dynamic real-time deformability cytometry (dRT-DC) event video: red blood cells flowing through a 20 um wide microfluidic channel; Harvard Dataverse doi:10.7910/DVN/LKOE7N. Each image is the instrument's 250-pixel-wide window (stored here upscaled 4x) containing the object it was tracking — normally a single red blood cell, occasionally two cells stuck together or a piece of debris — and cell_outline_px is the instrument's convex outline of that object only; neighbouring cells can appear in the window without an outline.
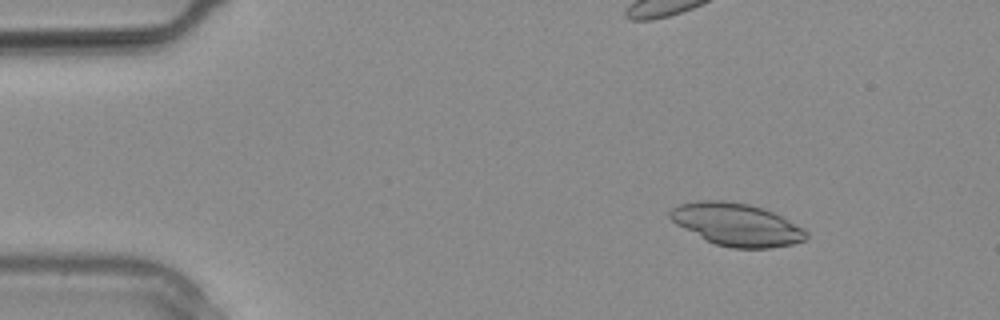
{"species": "common noctule bat (a hibernating species)", "species_latin": "Nyctalus noctula", "temperature_condition": "warm", "stored_images_in_passage": 9, "camera_frame_rate_fps": 3000, "um_per_image_px": 0.085, "animal": {"sex": "male", "body_mass_g": 20.4}, "frame": {"image": 1, "passage_image": 3, "time_ms": 0.667, "image_size_px": [1000, 320], "cell_outline_px": [[808, 236], [804, 240], [792, 244], [768, 248], [732, 248], [716, 244], [676, 224], [668, 216], [668, 212], [672, 208], [680, 204], [700, 200], [724, 200], [748, 204], [764, 208], [804, 228], [808, 232]], "centroid_in_image_um": [62.62, 19.07], "position_along_channel_um": 22.4, "area_um2": 33.47}}